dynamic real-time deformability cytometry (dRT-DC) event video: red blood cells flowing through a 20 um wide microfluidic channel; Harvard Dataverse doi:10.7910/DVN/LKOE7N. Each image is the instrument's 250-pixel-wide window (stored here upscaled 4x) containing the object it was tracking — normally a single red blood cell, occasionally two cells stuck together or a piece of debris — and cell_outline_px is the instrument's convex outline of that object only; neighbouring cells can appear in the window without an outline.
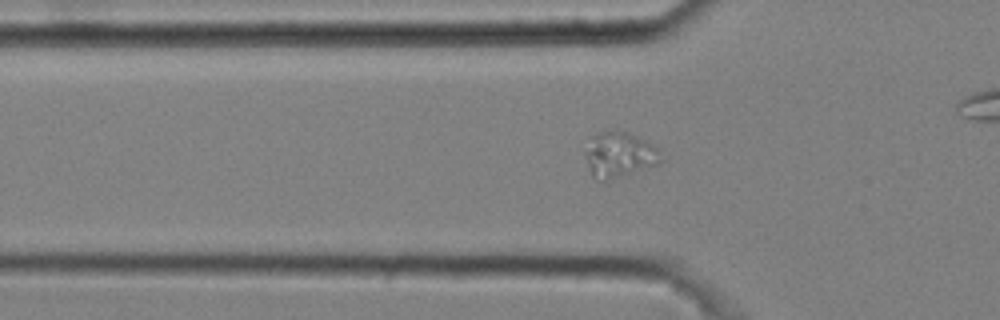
{"species": "common noctule bat (a hibernating species)", "species_latin": "Nyctalus noctula", "temperature_condition": "cold", "stored_images_in_passage": 41, "segment_of_instrument_passage": [1, 2], "camera_frame_rate_fps": 3000, "um_per_image_px": 0.085, "animal": {"sex": "male", "body_mass_g": 20.4}, "frame": {"image": 1, "passage_image": 14, "time_ms": 4.333, "image_size_px": [1000, 320], "cell_outline_px": [[664, 160], [660, 164], [604, 180], [596, 180], [592, 176], [584, 152], [592, 136], [600, 132], [616, 128], [628, 132], [660, 148]], "centroid_in_image_um": [52.68, 13.11], "position_along_channel_um": 73.1, "area_um2": 20.11}}
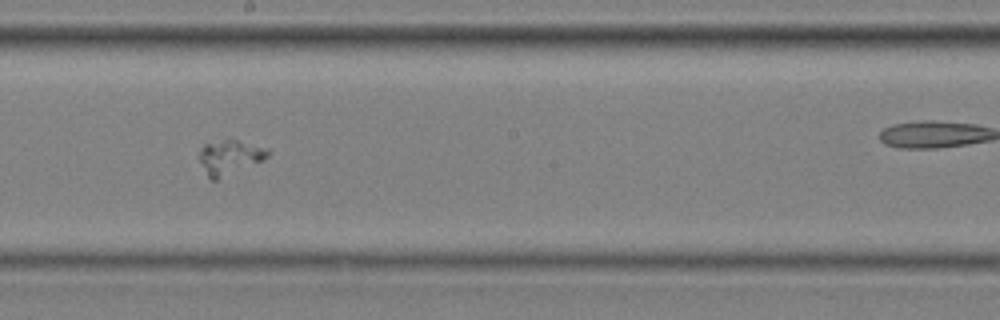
{"frame": {"image": 2, "passage_image": 27, "time_ms": 8.667, "image_size_px": [1000, 320], "cell_outline_px": [[272, 152], [264, 160], [216, 180], [212, 180], [208, 176], [200, 160], [200, 148], [204, 144], [224, 140], [236, 140], [268, 148]], "centroid_in_image_um": [19.57, 13.36], "position_along_channel_um": 228.6, "area_um2": 13.53}}
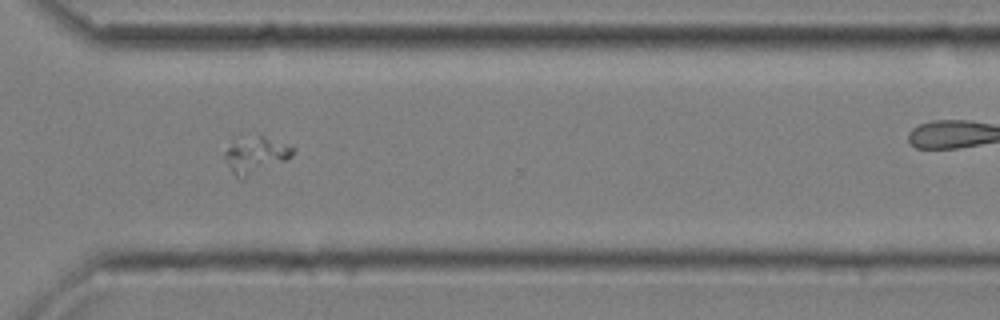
{"frame": {"image": 3, "passage_image": 37, "time_ms": 12.0, "image_size_px": [1000, 320], "cell_outline_px": [[296, 152], [288, 160], [244, 180], [236, 180], [224, 156], [224, 152], [232, 140], [260, 136], [264, 136], [296, 148]], "centroid_in_image_um": [21.74, 13.23], "position_along_channel_um": 348.9, "area_um2": 14.91}}